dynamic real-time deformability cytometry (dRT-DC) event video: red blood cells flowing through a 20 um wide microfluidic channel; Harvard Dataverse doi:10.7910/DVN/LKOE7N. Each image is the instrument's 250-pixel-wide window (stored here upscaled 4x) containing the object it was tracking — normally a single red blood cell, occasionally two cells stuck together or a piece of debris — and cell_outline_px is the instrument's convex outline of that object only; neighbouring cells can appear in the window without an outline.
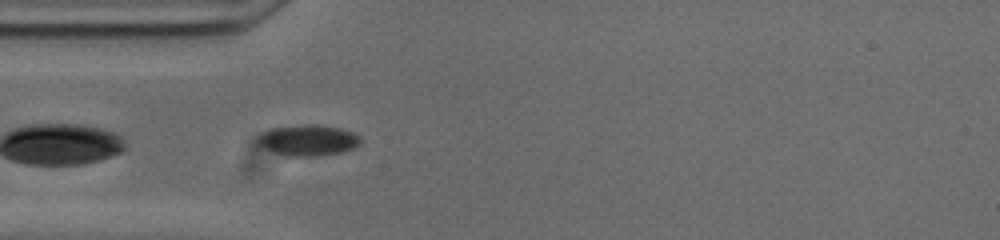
{"species": "common noctule bat (a hibernating species)", "species_latin": "Nyctalus noctula", "temperature_condition": "cold", "stored_images_in_passage": 24, "camera_frame_rate_fps": 3000, "um_per_image_px": 0.085, "animal": {"sex": "male", "body_mass_g": 20.0, "forearm_length_mm": 53.3}, "frame": {"image": 1, "passage_image": 1, "time_ms": 0.0, "image_size_px": [1000, 240], "cell_outline_px": [[360, 144], [352, 148], [340, 152], [316, 156], [288, 156], [276, 152], [256, 144], [256, 136], [272, 128], [308, 124], [316, 124], [340, 128], [352, 132], [360, 140]], "centroid_in_image_um": [26.14, 11.91], "position_along_channel_um": 58.9, "area_um2": 18.26}}
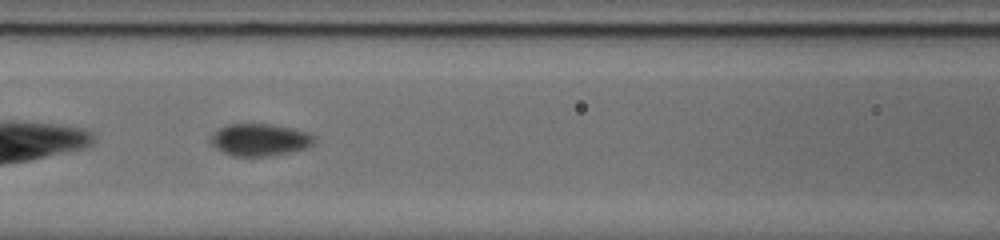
{"frame": {"image": 2, "passage_image": 8, "time_ms": 2.333, "image_size_px": [1000, 240], "cell_outline_px": [[316, 140], [312, 144], [304, 148], [288, 152], [264, 156], [232, 156], [224, 152], [212, 140], [212, 136], [220, 128], [228, 124], [272, 124], [304, 132], [312, 136]], "centroid_in_image_um": [22.1, 11.88], "position_along_channel_um": 144.5, "area_um2": 18.55}}
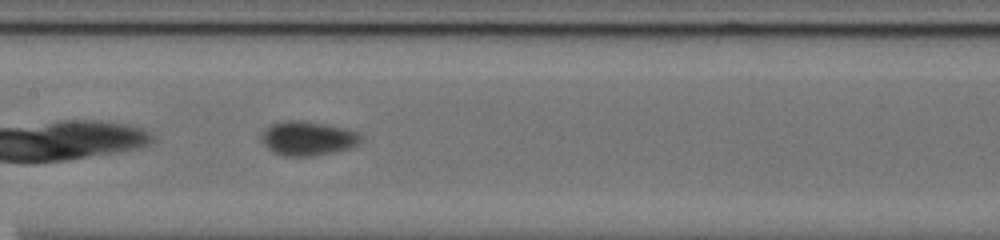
{"frame": {"image": 3, "passage_image": 11, "time_ms": 3.333, "image_size_px": [1000, 240], "cell_outline_px": [[360, 140], [356, 144], [348, 148], [332, 152], [312, 156], [284, 156], [272, 152], [264, 144], [260, 136], [264, 128], [272, 124], [284, 120], [300, 120], [324, 124], [344, 128], [356, 132], [360, 136]], "centroid_in_image_um": [26.08, 11.75], "position_along_channel_um": 181.3, "area_um2": 19.59}}